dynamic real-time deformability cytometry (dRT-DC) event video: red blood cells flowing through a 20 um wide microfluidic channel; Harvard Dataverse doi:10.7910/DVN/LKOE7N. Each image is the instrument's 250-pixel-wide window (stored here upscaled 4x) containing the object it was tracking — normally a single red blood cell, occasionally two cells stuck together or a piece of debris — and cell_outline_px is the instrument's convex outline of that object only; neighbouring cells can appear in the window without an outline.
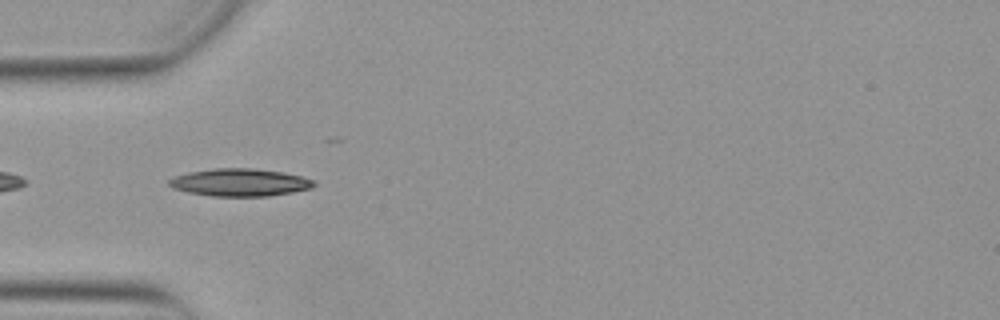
{"species": "Egyptian fruit bat (a non-hibernating species)", "species_latin": "Rousettus aegyptiacus", "temperature_condition": "warm", "stored_images_in_passage": 8, "camera_frame_rate_fps": 3000, "um_per_image_px": 0.085, "animal": {"sex": "female"}, "frame": {"image": 1, "passage_image": 2, "time_ms": 0.333, "image_size_px": [1000, 320], "cell_outline_px": [[316, 184], [312, 188], [292, 192], [268, 196], [212, 196], [188, 192], [172, 188], [168, 184], [168, 180], [176, 176], [188, 172], [216, 168], [256, 168], [280, 172], [300, 176], [316, 180]], "centroid_in_image_um": [20.4, 15.5], "position_along_channel_um": 64.6, "area_um2": 23.24}}
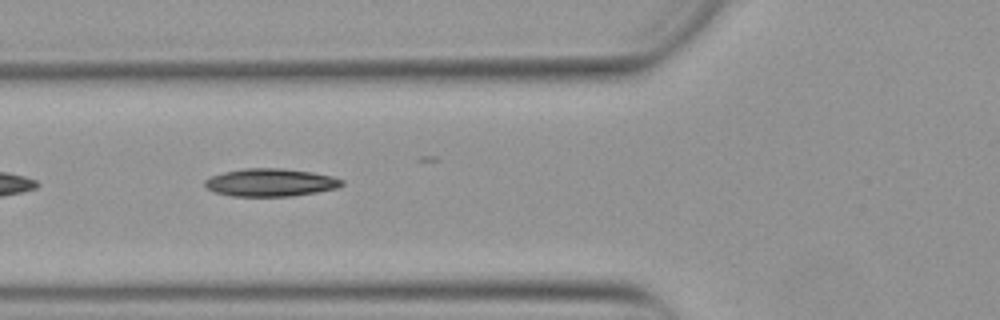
{"frame": {"image": 2, "passage_image": 5, "time_ms": 1.333, "image_size_px": [1000, 320], "cell_outline_px": [[344, 184], [336, 188], [316, 192], [292, 196], [232, 196], [212, 192], [204, 184], [204, 180], [212, 176], [224, 172], [244, 168], [280, 168], [312, 172], [332, 176], [344, 180]], "centroid_in_image_um": [22.98, 15.51], "position_along_channel_um": 102.8, "area_um2": 22.2}}